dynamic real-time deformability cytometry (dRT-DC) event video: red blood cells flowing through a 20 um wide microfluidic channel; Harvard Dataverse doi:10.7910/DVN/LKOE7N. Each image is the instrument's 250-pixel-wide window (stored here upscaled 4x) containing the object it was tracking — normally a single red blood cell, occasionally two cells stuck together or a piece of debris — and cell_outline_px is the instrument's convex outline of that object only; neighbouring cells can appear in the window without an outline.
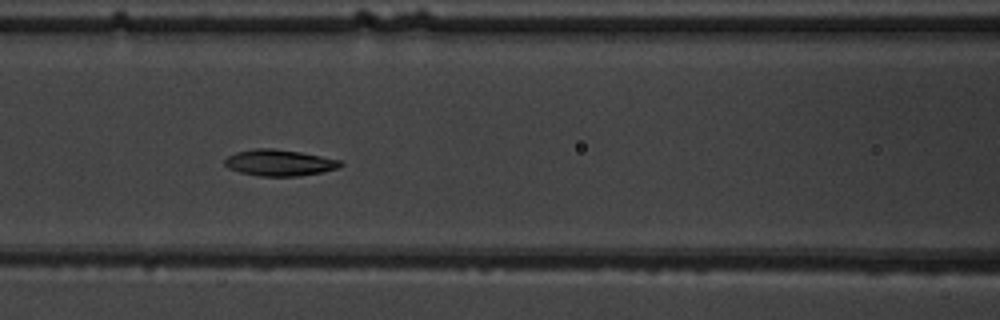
{"species": "common noctule bat (a hibernating species)", "species_latin": "Nyctalus noctula", "temperature_condition": "warm", "stored_images_in_passage": 8, "camera_frame_rate_fps": 3000, "um_per_image_px": 0.085, "animal": {"sex": "male", "body_mass_g": 19.5, "forearm_length_mm": 54.6}, "frame": {"image": 1, "passage_image": 6, "time_ms": 5.667, "image_size_px": [1000, 320], "cell_outline_px": [[344, 164], [340, 168], [300, 176], [260, 176], [240, 172], [228, 168], [224, 164], [224, 160], [228, 156], [236, 152], [256, 148], [272, 148], [300, 152], [340, 160]], "centroid_in_image_um": [23.74, 13.83], "position_along_channel_um": 142.9, "area_um2": 17.69}}
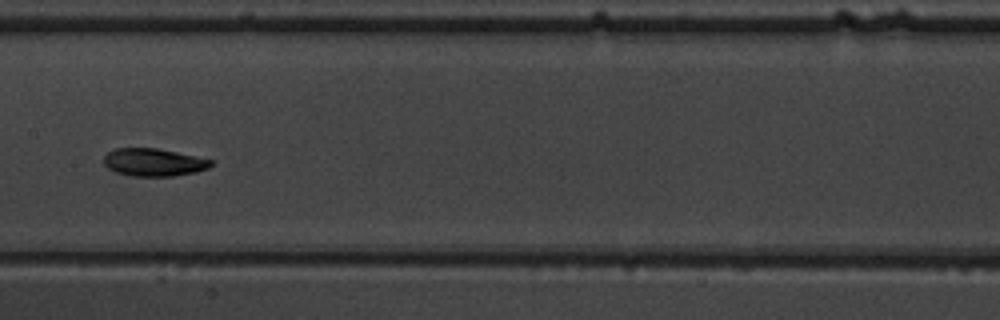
{"frame": {"image": 2, "passage_image": 7, "time_ms": 7.0, "image_size_px": [1000, 320], "cell_outline_px": [[212, 164], [208, 168], [196, 172], [172, 176], [132, 176], [116, 172], [108, 168], [104, 164], [104, 156], [108, 152], [116, 148], [156, 148], [176, 152], [212, 160]], "centroid_in_image_um": [13.04, 13.8], "position_along_channel_um": 194.4, "area_um2": 17.17}}
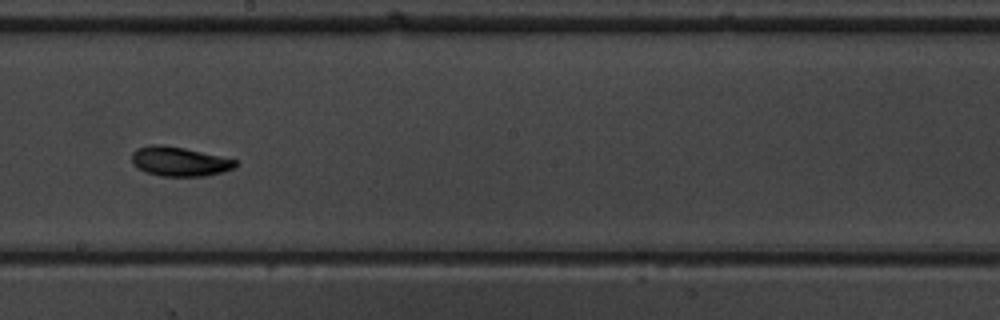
{"frame": {"image": 3, "passage_image": 8, "time_ms": 8.0, "image_size_px": [1000, 320], "cell_outline_px": [[236, 164], [232, 168], [224, 172], [204, 176], [160, 176], [148, 172], [132, 164], [132, 152], [136, 148], [152, 144], [160, 144], [184, 148], [220, 156], [236, 160]], "centroid_in_image_um": [15.22, 13.72], "position_along_channel_um": 233.0, "area_um2": 17.57}}